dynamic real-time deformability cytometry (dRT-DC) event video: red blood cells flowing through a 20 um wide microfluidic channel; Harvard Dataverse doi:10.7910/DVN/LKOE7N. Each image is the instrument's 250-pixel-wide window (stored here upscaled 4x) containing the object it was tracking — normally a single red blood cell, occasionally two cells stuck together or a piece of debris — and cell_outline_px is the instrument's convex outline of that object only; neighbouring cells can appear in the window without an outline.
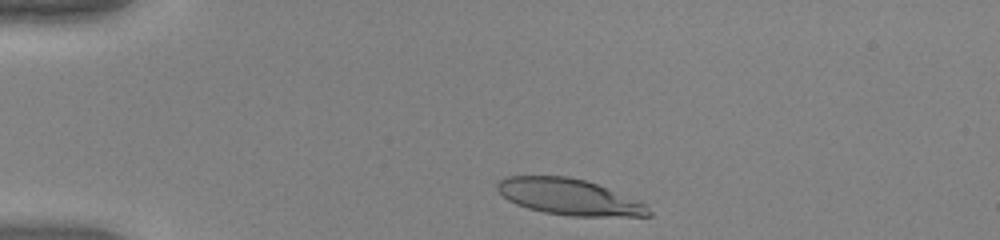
{"species": "human", "species_latin": "Homo sapiens", "temperature_condition": "warm", "stored_images_in_passage": 37, "camera_frame_rate_fps": 3000, "um_per_image_px": 0.085, "donor": {"sex": "female"}, "frame": {"image": 1, "passage_image": 2, "time_ms": 0.333, "image_size_px": [1000, 240], "cell_outline_px": [[652, 216], [568, 216], [544, 212], [528, 208], [516, 204], [508, 200], [496, 188], [496, 184], [504, 176], [568, 176], [584, 180], [596, 184], [640, 200], [652, 212]], "centroid_in_image_um": [48.38, 16.74], "position_along_channel_um": 36.6, "area_um2": 31.79}}
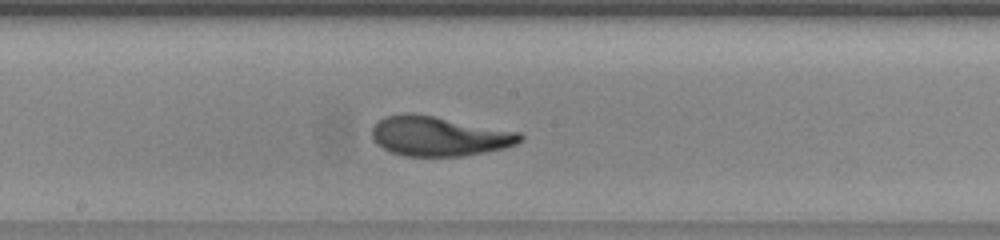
{"frame": {"image": 2, "passage_image": 19, "time_ms": 6.0, "image_size_px": [1000, 240], "cell_outline_px": [[524, 140], [516, 144], [504, 148], [464, 156], [404, 156], [392, 152], [376, 144], [372, 140], [372, 128], [380, 120], [388, 116], [432, 116], [520, 132], [524, 136]], "centroid_in_image_um": [37.38, 11.62], "position_along_channel_um": 210.8, "area_um2": 33.41}}
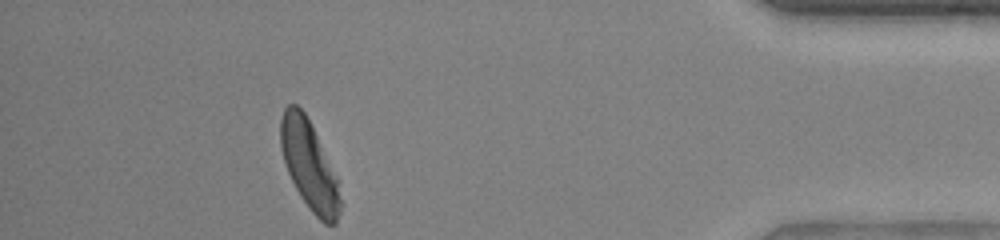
{"frame": {"image": 3, "passage_image": 37, "time_ms": 12.0, "image_size_px": [1000, 240], "cell_outline_px": [[340, 212], [336, 224], [324, 224], [308, 208], [300, 196], [288, 172], [280, 148], [280, 120], [284, 108], [288, 104], [296, 104], [304, 112], [340, 180]], "centroid_in_image_um": [26.3, 14.07], "position_along_channel_um": 408.9, "area_um2": 30.98}, "authors_computed_cell_mechanics": {"area_um2": 33.2928, "velocity_mm_per_s": 4.0423, "shape_relaxation_time_tau1_ms": 3.51, "shape_relaxation_time_tau2_ms": 0.7461, "deformation_change_tau1": 0.2085, "deformation_change_tau2": 0.0677}}